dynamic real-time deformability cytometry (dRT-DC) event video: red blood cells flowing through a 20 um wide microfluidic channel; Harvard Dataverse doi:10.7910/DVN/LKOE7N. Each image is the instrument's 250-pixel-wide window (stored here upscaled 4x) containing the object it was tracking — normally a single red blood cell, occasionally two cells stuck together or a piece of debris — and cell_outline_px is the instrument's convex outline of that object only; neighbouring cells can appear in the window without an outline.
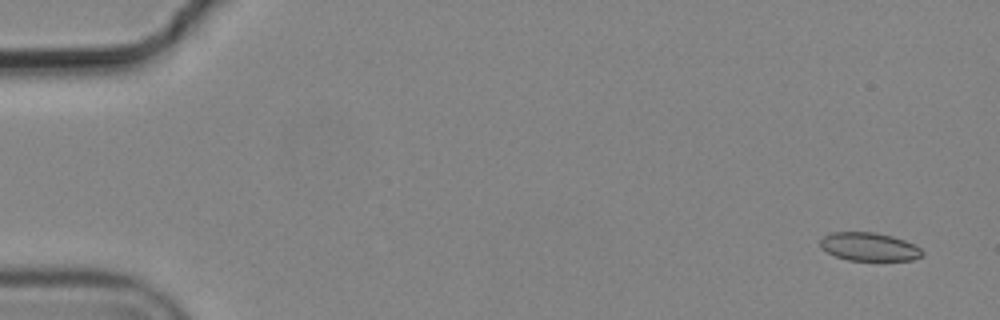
{"species": "common noctule bat (a hibernating species)", "species_latin": "Nyctalus noctula", "temperature_condition": "cold", "stored_images_in_passage": 5, "camera_frame_rate_fps": 3000, "um_per_image_px": 0.085, "animal": {"sex": "male", "body_mass_g": 19.2, "forearm_length_mm": 51.8}, "frame": {"image": 1, "passage_image": 1, "time_ms": 0.0, "image_size_px": [1000, 320], "cell_outline_px": [[924, 256], [912, 260], [848, 260], [836, 256], [820, 248], [820, 240], [824, 236], [832, 232], [876, 232], [892, 236], [904, 240], [920, 248], [924, 252]], "centroid_in_image_um": [73.88, 20.97], "position_along_channel_um": 11.1, "area_um2": 16.82}}
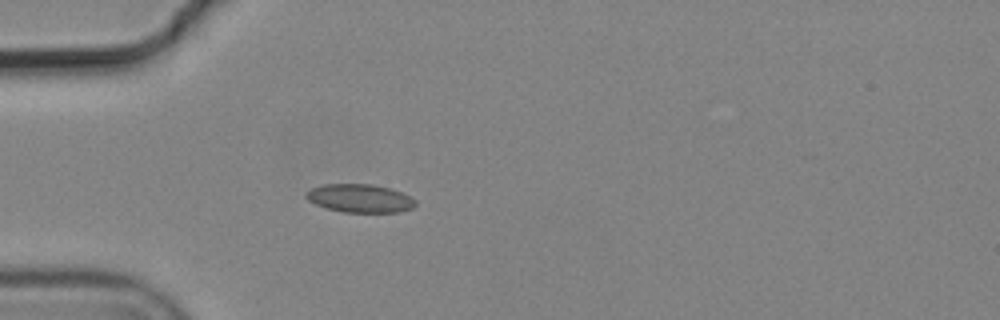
{"frame": {"image": 2, "passage_image": 5, "time_ms": 1.333, "image_size_px": [1000, 320], "cell_outline_px": [[416, 204], [412, 208], [400, 212], [344, 212], [328, 208], [316, 204], [308, 200], [304, 196], [304, 192], [312, 188], [324, 184], [372, 184], [392, 188], [416, 200]], "centroid_in_image_um": [30.58, 16.85], "position_along_channel_um": 54.4, "area_um2": 18.03}}